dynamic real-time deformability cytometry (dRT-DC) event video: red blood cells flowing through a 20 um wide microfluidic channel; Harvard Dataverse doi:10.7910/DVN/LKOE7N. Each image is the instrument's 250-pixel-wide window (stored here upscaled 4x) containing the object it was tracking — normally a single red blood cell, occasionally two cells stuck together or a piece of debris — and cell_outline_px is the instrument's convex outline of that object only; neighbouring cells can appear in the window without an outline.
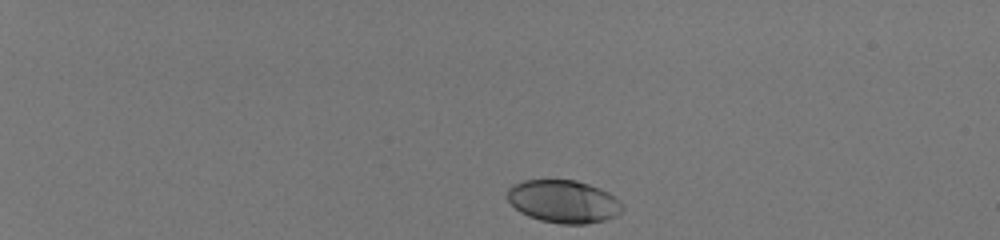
{"species": "human", "species_latin": "Homo sapiens", "temperature_condition": "room temperature", "stored_images_in_passage": 43, "camera_frame_rate_fps": 3000, "um_per_image_px": 0.085, "donor": {"sex": "male"}, "frame": {"image": 1, "passage_image": 1, "time_ms": 0.0, "image_size_px": [1000, 240], "cell_outline_px": [[624, 208], [616, 216], [604, 220], [584, 224], [560, 224], [540, 220], [528, 216], [520, 212], [508, 200], [508, 188], [512, 184], [524, 180], [576, 180], [600, 188], [608, 192]], "centroid_in_image_um": [47.87, 17.12], "position_along_channel_um": 37.1, "area_um2": 28.5}}
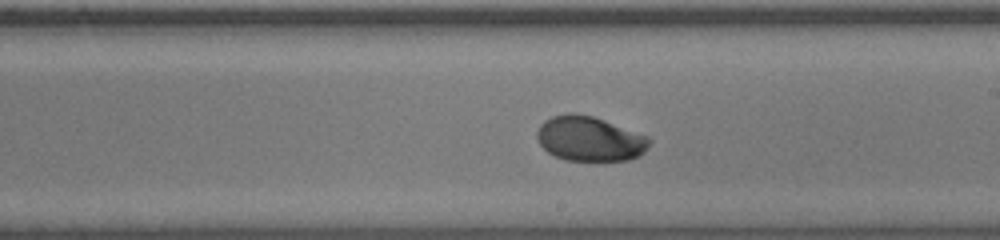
{"frame": {"image": 2, "passage_image": 25, "time_ms": 8.0, "image_size_px": [1000, 240], "cell_outline_px": [[652, 140], [644, 152], [640, 156], [628, 160], [564, 160], [548, 152], [540, 144], [536, 136], [536, 132], [540, 124], [544, 120], [552, 116], [568, 112], [576, 112], [592, 116], [604, 120], [648, 136]], "centroid_in_image_um": [50.11, 11.78], "position_along_channel_um": 238.9, "area_um2": 29.42}}
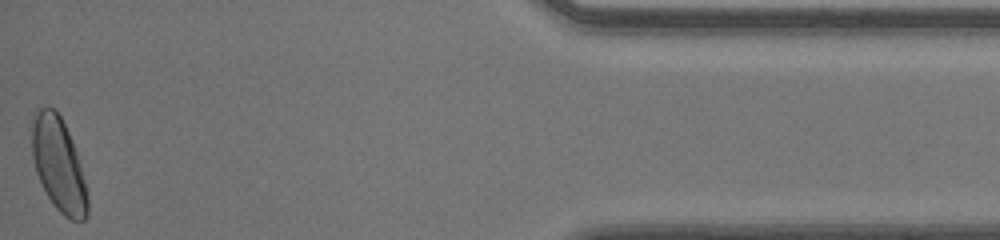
{"frame": {"image": 3, "passage_image": 43, "time_ms": 14.0, "image_size_px": [1000, 240], "cell_outline_px": [[88, 212], [84, 220], [72, 220], [64, 216], [52, 204], [36, 172], [32, 156], [28, 120], [32, 112], [36, 108], [48, 104], [60, 116], [72, 140], [80, 164], [88, 192]], "centroid_in_image_um": [4.92, 13.89], "position_along_channel_um": 430.3, "area_um2": 31.15}, "authors_computed_cell_mechanics": {"area_um2": 29.0156, "velocity_mm_per_s": 4.0577, "shape_relaxation_time_tau1_ms": 4.1687, "shape_relaxation_time_tau2_ms": null, "deformation_change_tau1": 0.1564, "deformation_change_tau2": null}}